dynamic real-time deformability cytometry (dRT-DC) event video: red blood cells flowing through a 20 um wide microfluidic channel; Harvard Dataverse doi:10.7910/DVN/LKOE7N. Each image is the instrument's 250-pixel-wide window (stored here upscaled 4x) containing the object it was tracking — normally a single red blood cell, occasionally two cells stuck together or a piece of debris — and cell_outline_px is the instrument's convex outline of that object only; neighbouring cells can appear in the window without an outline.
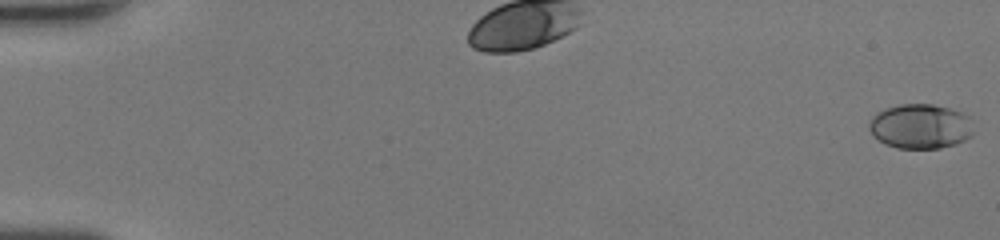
{"species": "human", "species_latin": "Homo sapiens", "temperature_condition": "room temperature", "stored_images_in_passage": 49, "camera_frame_rate_fps": 3000, "um_per_image_px": 0.085, "donor": {"sex": "female"}, "frame": {"image": 1, "passage_image": 1, "time_ms": 0.0, "image_size_px": [1000, 240], "cell_outline_px": [[972, 136], [956, 144], [940, 148], [896, 148], [884, 144], [872, 136], [868, 128], [868, 124], [872, 116], [876, 112], [884, 108], [900, 104], [932, 104], [948, 108], [960, 112], [968, 116], [972, 132]], "centroid_in_image_um": [78.17, 10.74], "position_along_channel_um": 6.8, "area_um2": 27.34}}
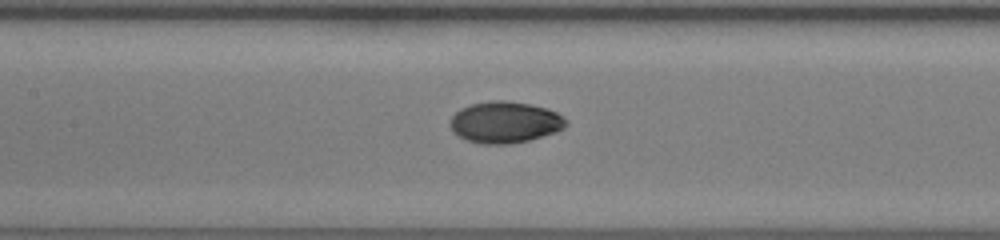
{"frame": {"image": 2, "passage_image": 25, "time_ms": 8.0, "image_size_px": [1000, 240], "cell_outline_px": [[568, 124], [564, 128], [556, 132], [528, 140], [508, 144], [480, 144], [464, 140], [452, 132], [452, 116], [460, 108], [472, 104], [492, 100], [504, 100], [528, 104], [548, 108], [556, 112], [568, 120]], "centroid_in_image_um": [42.93, 10.4], "position_along_channel_um": 164.5, "area_um2": 28.03}}
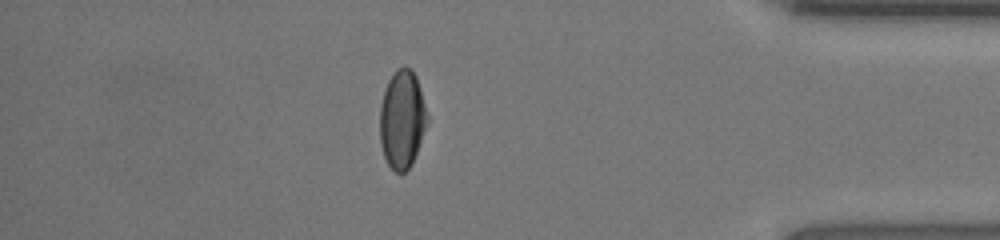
{"frame": {"image": 3, "passage_image": 43, "time_ms": 14.0, "image_size_px": [1000, 240], "cell_outline_px": [[428, 120], [412, 164], [404, 172], [396, 172], [388, 164], [384, 156], [380, 144], [380, 108], [384, 92], [388, 80], [396, 68], [404, 64], [412, 68], [416, 76], [420, 88], [428, 116]], "centroid_in_image_um": [34.17, 10.1], "position_along_channel_um": 401.0, "area_um2": 27.11}, "authors_computed_cell_mechanics": {"area_um2": 27.2816, "velocity_mm_per_s": 4.4719, "shape_relaxation_time_tau1_ms": 2.7849, "shape_relaxation_time_tau2_ms": 1.1201, "deformation_change_tau1": 0.1367, "deformation_change_tau2": 0.033}}